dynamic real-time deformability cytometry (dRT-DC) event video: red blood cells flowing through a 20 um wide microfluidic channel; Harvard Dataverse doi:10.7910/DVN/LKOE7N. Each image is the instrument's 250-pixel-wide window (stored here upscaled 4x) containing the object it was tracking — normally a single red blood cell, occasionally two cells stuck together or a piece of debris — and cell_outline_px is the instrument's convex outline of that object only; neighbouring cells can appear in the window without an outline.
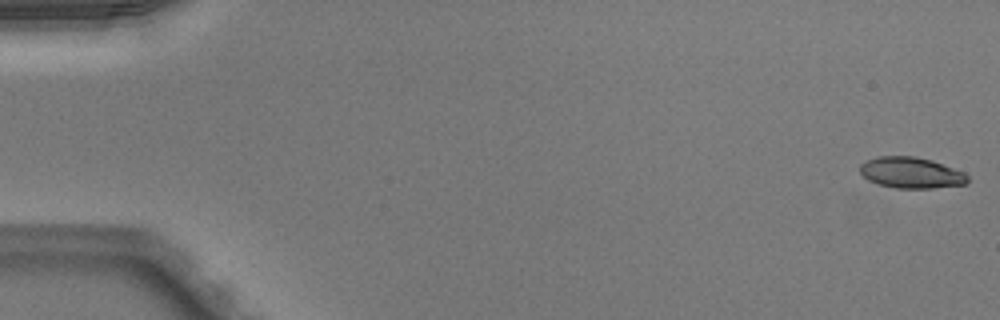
{"species": "Egyptian fruit bat (a non-hibernating species)", "species_latin": "Rousettus aegyptiacus", "temperature_condition": "warm", "stored_images_in_passage": 13, "camera_frame_rate_fps": 3000, "um_per_image_px": 0.085, "animal": {"sex": "male"}, "frame": {"image": 1, "passage_image": 1, "time_ms": 0.0, "image_size_px": [1000, 320], "cell_outline_px": [[968, 180], [964, 184], [932, 188], [896, 188], [880, 184], [868, 180], [860, 172], [860, 164], [868, 160], [880, 156], [916, 156], [932, 160], [964, 172], [968, 176]], "centroid_in_image_um": [77.44, 14.67], "position_along_channel_um": 7.6, "area_um2": 19.31}}